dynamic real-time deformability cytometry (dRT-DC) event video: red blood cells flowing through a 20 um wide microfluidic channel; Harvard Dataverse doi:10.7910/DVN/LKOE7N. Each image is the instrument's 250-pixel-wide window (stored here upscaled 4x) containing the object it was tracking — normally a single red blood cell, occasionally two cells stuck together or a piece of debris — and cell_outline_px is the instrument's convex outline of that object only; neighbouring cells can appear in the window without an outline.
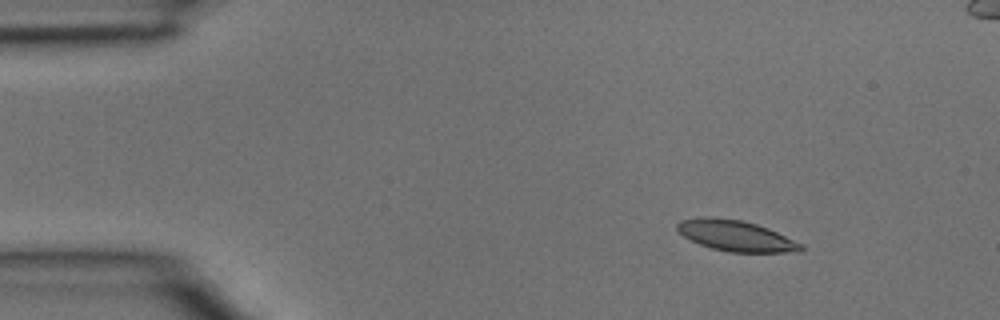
{"species": "common noctule bat (a hibernating species)", "species_latin": "Nyctalus noctula", "temperature_condition": "room temperature", "stored_images_in_passage": 5, "camera_frame_rate_fps": 3000, "um_per_image_px": 0.085, "animal": {"sex": "male", "body_mass_g": 15.6}, "frame": {"image": 1, "passage_image": 2, "time_ms": 0.333, "image_size_px": [1000, 320], "cell_outline_px": [[804, 248], [800, 252], [728, 252], [712, 248], [700, 244], [684, 236], [676, 228], [676, 224], [680, 220], [704, 216], [708, 216], [744, 220], [768, 228], [804, 244]], "centroid_in_image_um": [62.57, 20.03], "position_along_channel_um": 22.4, "area_um2": 22.31}}